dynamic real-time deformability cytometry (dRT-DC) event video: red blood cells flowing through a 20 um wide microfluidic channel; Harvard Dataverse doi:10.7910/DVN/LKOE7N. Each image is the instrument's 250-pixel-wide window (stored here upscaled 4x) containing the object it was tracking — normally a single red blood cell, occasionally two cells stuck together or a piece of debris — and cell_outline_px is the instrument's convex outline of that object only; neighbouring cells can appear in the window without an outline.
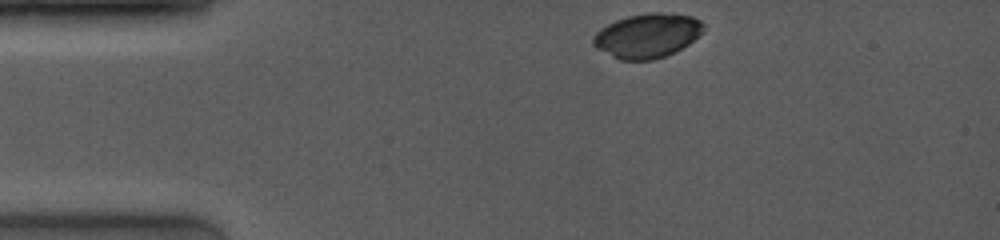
{"species": "common noctule bat (a hibernating species)", "species_latin": "Nyctalus noctula", "temperature_condition": "room temperature", "stored_images_in_passage": 37, "camera_frame_rate_fps": 4000, "um_per_image_px": 0.085, "animal": {"sex": "female", "body_mass_g": 19.0, "forearm_length_mm": 53.3}, "frame": {"image": 1, "passage_image": 1, "time_ms": 0.0, "image_size_px": [1000, 240], "cell_outline_px": [[704, 32], [688, 44], [664, 56], [652, 60], [620, 60], [596, 48], [592, 44], [592, 36], [600, 28], [616, 20], [628, 16], [648, 12], [660, 12], [692, 16], [700, 20], [704, 24]], "centroid_in_image_um": [55.01, 3.02], "position_along_channel_um": 30.0, "area_um2": 28.5}}
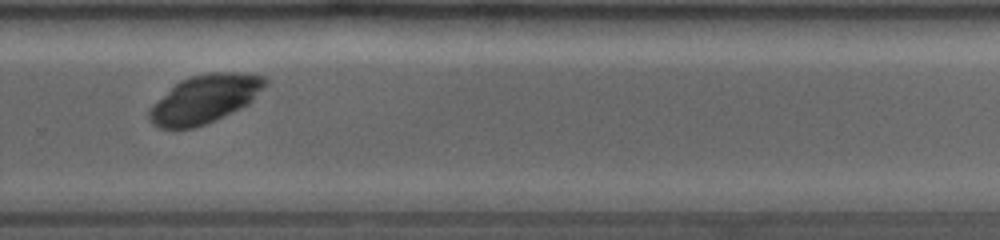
{"frame": {"image": 2, "passage_image": 28, "time_ms": 8.25, "image_size_px": [1000, 240], "cell_outline_px": [[268, 84], [248, 104], [232, 112], [204, 124], [192, 128], [160, 128], [152, 124], [148, 116], [148, 112], [152, 104], [180, 80], [192, 76], [208, 72], [236, 72], [264, 76], [268, 80]], "centroid_in_image_um": [17.41, 8.4], "position_along_channel_um": 312.4, "area_um2": 32.37}}
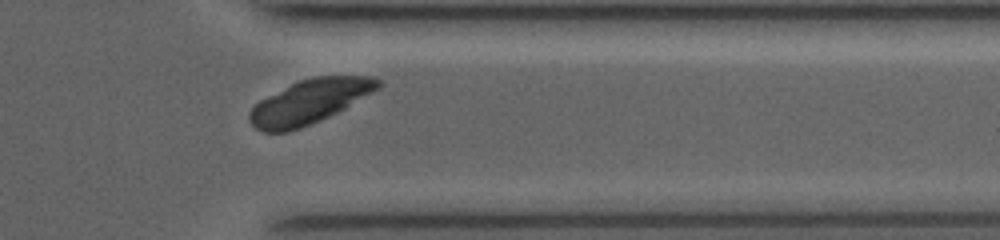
{"frame": {"image": 3, "passage_image": 34, "time_ms": 10.0, "image_size_px": [1000, 240], "cell_outline_px": [[384, 84], [380, 88], [344, 108], [320, 120], [300, 128], [288, 132], [264, 132], [256, 128], [248, 120], [248, 112], [260, 100], [300, 80], [312, 76], [376, 76]], "centroid_in_image_um": [26.33, 8.63], "position_along_channel_um": 385.1, "area_um2": 32.77}}